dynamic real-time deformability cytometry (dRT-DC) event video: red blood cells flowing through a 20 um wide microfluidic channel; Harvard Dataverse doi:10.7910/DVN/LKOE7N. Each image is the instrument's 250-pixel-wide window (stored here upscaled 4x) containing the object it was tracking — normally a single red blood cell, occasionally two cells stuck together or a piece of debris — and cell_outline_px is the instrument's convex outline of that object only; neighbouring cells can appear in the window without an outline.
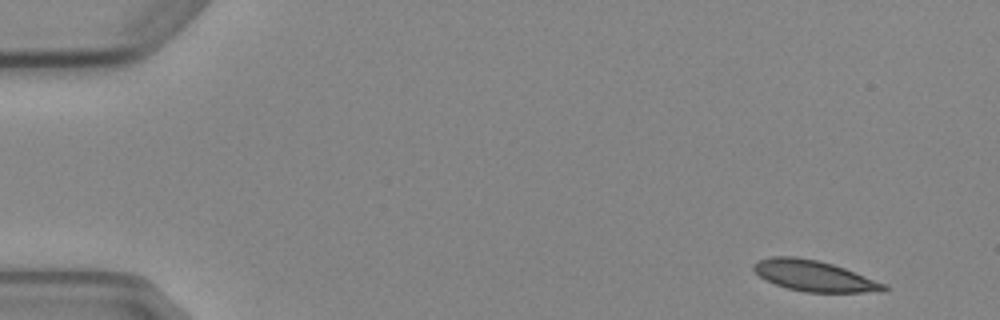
{"species": "Egyptian fruit bat (a non-hibernating species)", "species_latin": "Rousettus aegyptiacus", "temperature_condition": "cold", "stored_images_in_passage": 5, "camera_frame_rate_fps": 3000, "um_per_image_px": 0.085, "animal": {"sex": "female"}, "frame": {"image": 1, "passage_image": 1, "time_ms": 0.0, "image_size_px": [1000, 320], "cell_outline_px": [[888, 288], [884, 292], [804, 292], [788, 288], [776, 284], [760, 276], [752, 268], [752, 264], [760, 260], [772, 256], [796, 256], [816, 260], [832, 264], [844, 268], [888, 284]], "centroid_in_image_um": [69.24, 23.45], "position_along_channel_um": 15.8, "area_um2": 23.29}}
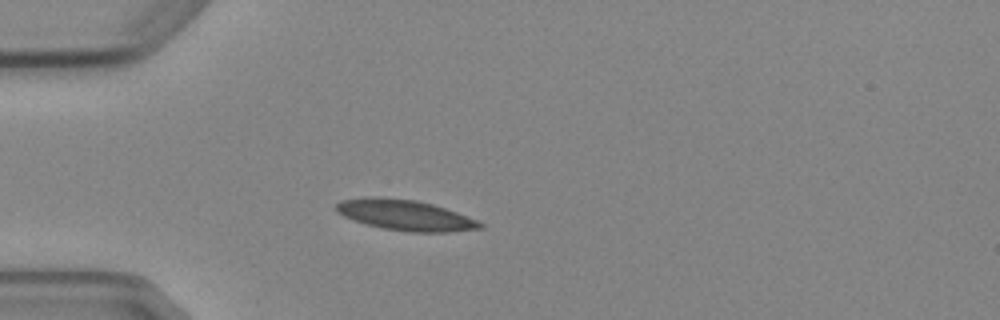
{"frame": {"image": 2, "passage_image": 4, "time_ms": 3.667, "image_size_px": [1000, 320], "cell_outline_px": [[484, 228], [448, 232], [408, 232], [384, 228], [368, 224], [344, 216], [336, 212], [336, 204], [340, 200], [368, 196], [380, 196], [416, 200], [432, 204], [456, 212], [476, 220], [484, 224]], "centroid_in_image_um": [34.43, 18.27], "position_along_channel_um": 50.6, "area_um2": 25.55}}